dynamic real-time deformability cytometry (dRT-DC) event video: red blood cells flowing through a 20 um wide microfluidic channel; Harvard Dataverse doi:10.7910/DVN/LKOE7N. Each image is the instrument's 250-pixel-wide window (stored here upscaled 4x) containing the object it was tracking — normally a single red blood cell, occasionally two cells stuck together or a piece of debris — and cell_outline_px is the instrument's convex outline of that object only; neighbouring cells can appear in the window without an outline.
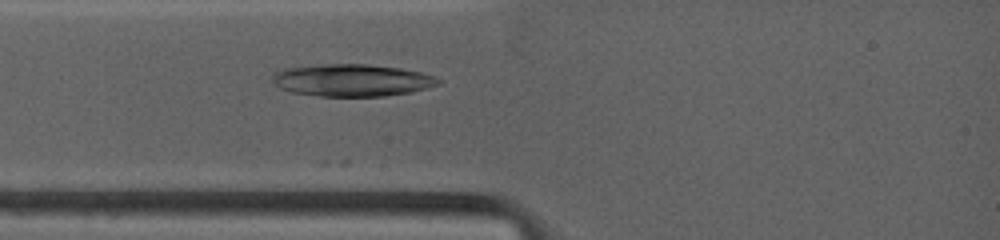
{"species": "common noctule bat (a hibernating species)", "species_latin": "Nyctalus noctula", "temperature_condition": "warm", "stored_images_in_passage": 2, "camera_frame_rate_fps": 4500, "um_per_image_px": 0.085, "animal": {"sex": "female", "body_mass_g": 19.0, "forearm_length_mm": 53.3}, "frame": {"image": 1, "passage_image": 2, "time_ms": 1.333, "image_size_px": [1000, 240], "cell_outline_px": [[440, 84], [428, 88], [412, 92], [384, 96], [320, 96], [292, 92], [280, 88], [272, 80], [272, 76], [276, 72], [284, 68], [324, 64], [368, 64], [400, 68], [420, 72], [432, 76], [440, 80]], "centroid_in_image_um": [29.93, 6.82], "position_along_channel_um": 55.1, "area_um2": 31.04}}